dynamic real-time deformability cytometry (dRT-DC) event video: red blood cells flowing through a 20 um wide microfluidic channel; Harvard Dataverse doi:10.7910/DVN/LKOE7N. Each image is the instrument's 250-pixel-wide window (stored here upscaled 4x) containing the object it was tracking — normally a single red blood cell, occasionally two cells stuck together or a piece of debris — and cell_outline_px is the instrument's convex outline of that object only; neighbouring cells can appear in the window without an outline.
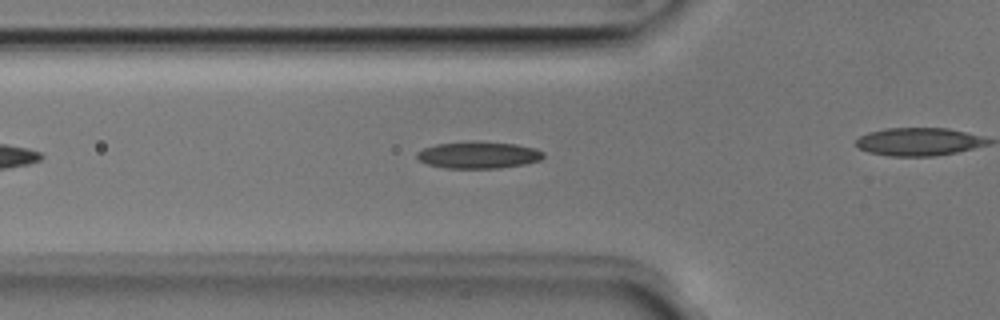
{"species": "Egyptian fruit bat (a non-hibernating species)", "species_latin": "Rousettus aegyptiacus", "temperature_condition": "room temperature", "stored_images_in_passage": 31, "camera_frame_rate_fps": 3000, "um_per_image_px": 0.085, "animal": {"sex": "male"}, "frame": {"image": 1, "passage_image": 8, "time_ms": 2.333, "image_size_px": [1000, 320], "cell_outline_px": [[544, 156], [540, 160], [524, 164], [500, 168], [444, 168], [428, 164], [420, 160], [416, 156], [416, 152], [424, 148], [436, 144], [468, 140], [480, 140], [516, 144], [536, 148], [544, 152]], "centroid_in_image_um": [40.67, 13.15], "position_along_channel_um": 85.1, "area_um2": 20.17}}
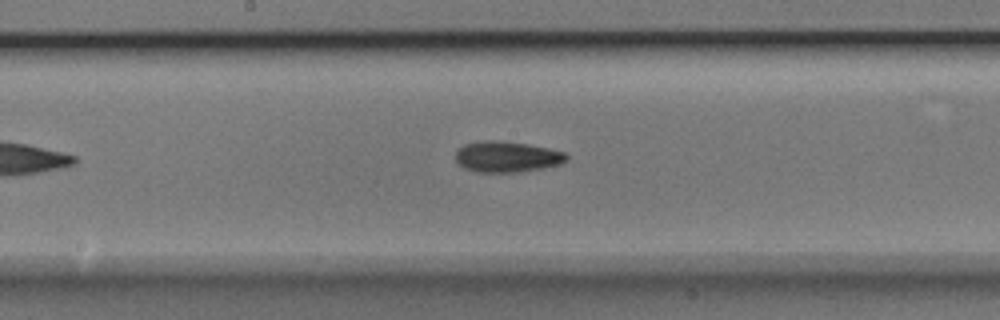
{"frame": {"image": 2, "passage_image": 17, "time_ms": 5.333, "image_size_px": [1000, 320], "cell_outline_px": [[568, 160], [560, 164], [544, 168], [516, 172], [476, 172], [464, 168], [456, 160], [456, 152], [464, 144], [484, 140], [492, 140], [528, 144], [548, 148], [564, 152], [568, 156]], "centroid_in_image_um": [43.1, 13.33], "position_along_channel_um": 205.1, "area_um2": 19.88}}
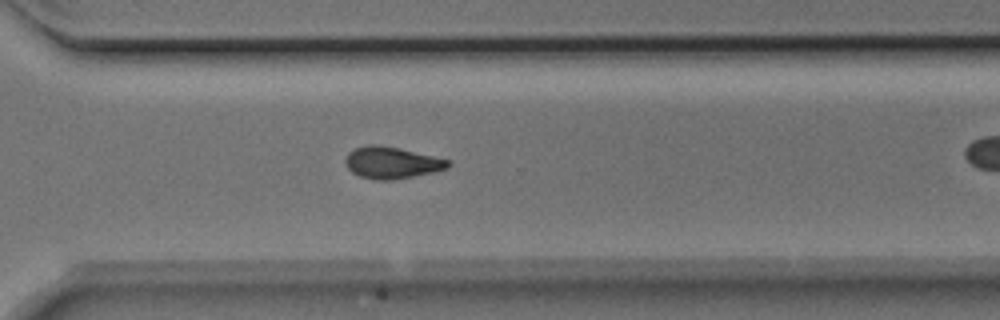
{"frame": {"image": 3, "passage_image": 27, "time_ms": 8.667, "image_size_px": [1000, 320], "cell_outline_px": [[452, 164], [448, 168], [432, 172], [392, 180], [376, 180], [360, 176], [352, 172], [344, 164], [344, 160], [348, 152], [356, 148], [368, 144], [376, 144], [400, 148], [452, 160]], "centroid_in_image_um": [33.3, 13.82], "position_along_channel_um": 337.3, "area_um2": 19.13}}